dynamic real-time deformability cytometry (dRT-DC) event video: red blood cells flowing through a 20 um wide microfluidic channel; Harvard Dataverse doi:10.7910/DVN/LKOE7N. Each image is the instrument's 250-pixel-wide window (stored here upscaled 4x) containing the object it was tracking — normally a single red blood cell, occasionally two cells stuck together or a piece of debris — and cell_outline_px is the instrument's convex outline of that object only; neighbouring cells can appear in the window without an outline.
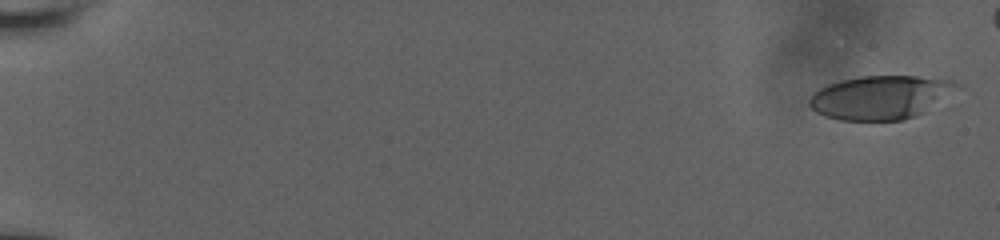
{"species": "human", "species_latin": "Homo sapiens", "temperature_condition": "room temperature", "stored_images_in_passage": 9, "camera_frame_rate_fps": 3000, "um_per_image_px": 0.085, "donor": {"sex": "male"}, "frame": {"image": 1, "passage_image": 1, "time_ms": 0.0, "image_size_px": [1000, 240], "cell_outline_px": [[964, 88], [924, 112], [904, 120], [840, 120], [824, 116], [816, 112], [808, 104], [808, 100], [812, 92], [828, 84], [840, 80], [860, 76], [916, 76], [952, 80], [964, 84]], "centroid_in_image_um": [74.91, 8.26], "position_along_channel_um": 10.1, "area_um2": 38.15}}
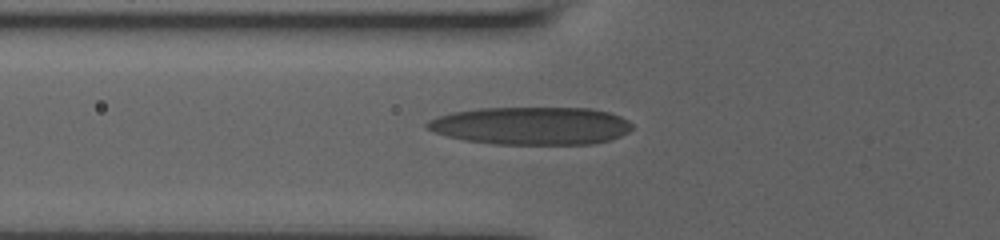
{"frame": {"image": 2, "passage_image": 9, "time_ms": 7.0, "image_size_px": [1000, 240], "cell_outline_px": [[632, 128], [628, 132], [620, 136], [608, 140], [592, 144], [496, 144], [464, 140], [448, 136], [424, 128], [424, 124], [428, 120], [436, 116], [452, 112], [480, 108], [588, 108], [608, 112], [620, 116], [628, 120], [632, 124]], "centroid_in_image_um": [45.12, 10.69], "position_along_channel_um": 80.7, "area_um2": 45.26}}